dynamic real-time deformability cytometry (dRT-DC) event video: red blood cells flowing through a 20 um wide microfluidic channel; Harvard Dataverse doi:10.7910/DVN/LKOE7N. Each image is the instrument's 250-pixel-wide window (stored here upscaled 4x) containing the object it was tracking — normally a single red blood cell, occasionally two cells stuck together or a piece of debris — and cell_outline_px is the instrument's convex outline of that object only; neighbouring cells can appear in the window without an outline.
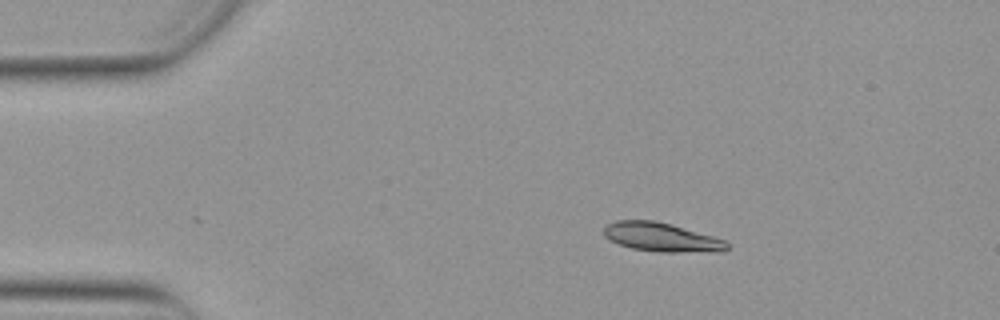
{"species": "Egyptian fruit bat (a non-hibernating species)", "species_latin": "Rousettus aegyptiacus", "temperature_condition": "warm", "stored_images_in_passage": 44, "camera_frame_rate_fps": 3000, "um_per_image_px": 0.085, "animal": {"sex": "female"}, "frame": {"image": 1, "passage_image": 1, "time_ms": 0.0, "image_size_px": [1000, 320], "cell_outline_px": [[728, 248], [724, 252], [660, 252], [632, 248], [620, 244], [604, 236], [604, 228], [608, 224], [616, 220], [656, 220], [672, 224], [712, 236], [724, 240], [728, 244]], "centroid_in_image_um": [56.26, 20.16], "position_along_channel_um": 28.7, "area_um2": 20.69}}
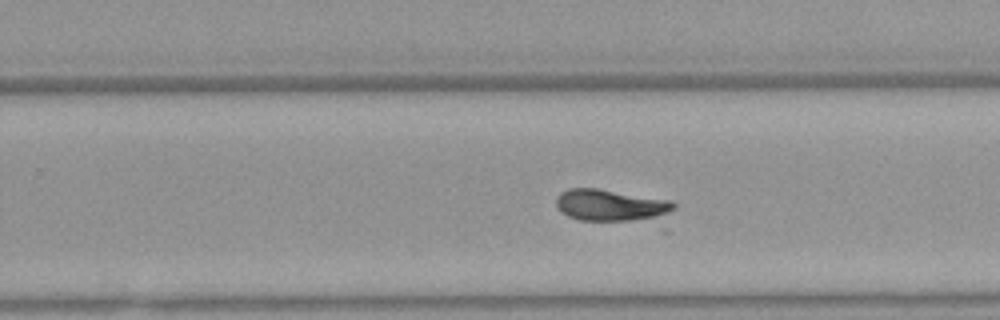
{"frame": {"image": 2, "passage_image": 25, "time_ms": 8.0, "image_size_px": [1000, 320], "cell_outline_px": [[676, 208], [660, 216], [632, 220], [580, 220], [568, 216], [560, 212], [556, 208], [556, 196], [560, 192], [568, 188], [596, 188], [672, 200], [676, 204]], "centroid_in_image_um": [51.85, 17.42], "position_along_channel_um": 277.9, "area_um2": 21.62}}
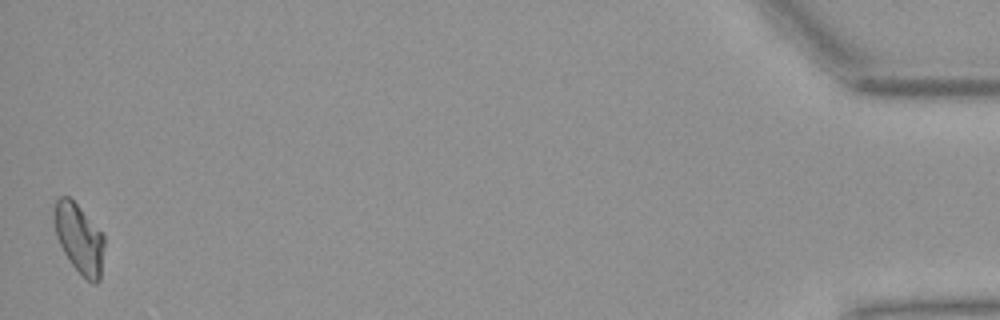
{"frame": {"image": 3, "passage_image": 44, "time_ms": 14.333, "image_size_px": [1000, 320], "cell_outline_px": [[104, 244], [100, 280], [96, 284], [92, 284], [72, 264], [64, 252], [56, 236], [52, 220], [52, 208], [56, 200], [60, 196], [68, 196], [80, 208], [104, 236]], "centroid_in_image_um": [6.69, 20.25], "position_along_channel_um": 428.5, "area_um2": 20.17}, "authors_computed_cell_mechanics": {"area_um2": 20.6924, "velocity_mm_per_s": 3.8608, "shape_relaxation_time_tau1_ms": 7.5968, "shape_relaxation_time_tau2_ms": 1.3272, "deformation_change_tau1": 0.2193, "deformation_change_tau2": 0.0639}}